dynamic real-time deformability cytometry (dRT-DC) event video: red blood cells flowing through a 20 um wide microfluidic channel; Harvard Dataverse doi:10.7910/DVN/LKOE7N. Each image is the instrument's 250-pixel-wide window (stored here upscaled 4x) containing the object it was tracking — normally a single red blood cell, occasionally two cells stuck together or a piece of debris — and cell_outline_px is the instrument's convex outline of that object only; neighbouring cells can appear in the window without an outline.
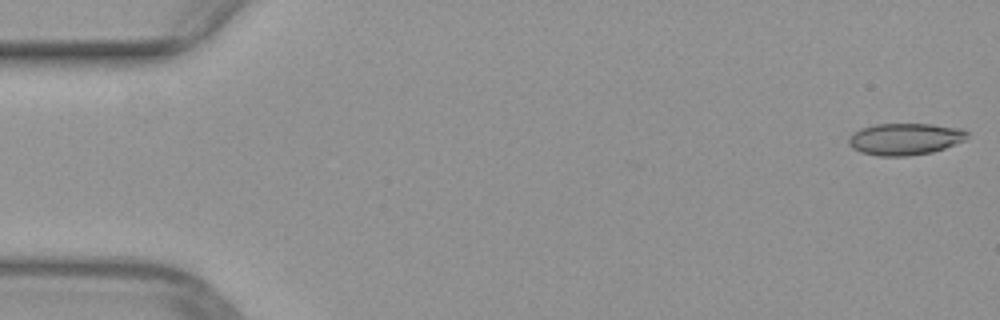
{"species": "common noctule bat (a hibernating species)", "species_latin": "Nyctalus noctula", "temperature_condition": "warm", "stored_images_in_passage": 7, "camera_frame_rate_fps": 3000, "um_per_image_px": 0.085, "animal": {"sex": "female", "body_mass_g": 29.2, "forearm_length_mm": 56.3}, "frame": {"image": 1, "passage_image": 1, "time_ms": 0.0, "image_size_px": [1000, 320], "cell_outline_px": [[968, 136], [964, 140], [944, 148], [932, 152], [908, 156], [876, 156], [860, 152], [852, 148], [848, 144], [848, 136], [860, 128], [876, 124], [932, 124], [964, 128], [968, 132]], "centroid_in_image_um": [76.91, 11.81], "position_along_channel_um": 8.1, "area_um2": 22.2}}